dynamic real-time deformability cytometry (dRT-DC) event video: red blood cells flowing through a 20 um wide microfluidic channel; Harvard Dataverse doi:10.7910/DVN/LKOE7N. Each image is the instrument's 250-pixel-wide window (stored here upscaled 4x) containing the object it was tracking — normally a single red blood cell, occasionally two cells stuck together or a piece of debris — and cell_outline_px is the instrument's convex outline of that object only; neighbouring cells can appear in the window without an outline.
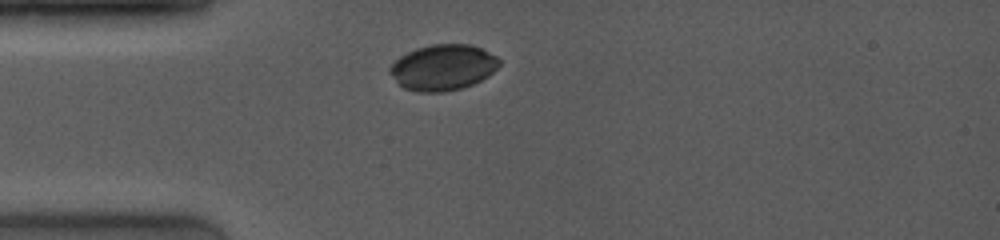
{"species": "common noctule bat (a hibernating species)", "species_latin": "Nyctalus noctula", "temperature_condition": "room temperature", "stored_images_in_passage": 36, "camera_frame_rate_fps": 4000, "um_per_image_px": 0.085, "animal": {"sex": "female", "body_mass_g": 19.0, "forearm_length_mm": 53.3}, "frame": {"image": 1, "passage_image": 1, "time_ms": 0.0, "image_size_px": [1000, 240], "cell_outline_px": [[500, 64], [488, 76], [472, 84], [460, 88], [444, 92], [416, 92], [404, 88], [388, 72], [388, 68], [400, 56], [416, 48], [432, 44], [468, 44], [480, 48], [496, 56], [500, 60]], "centroid_in_image_um": [37.63, 5.73], "position_along_channel_um": 47.4, "area_um2": 29.02}}
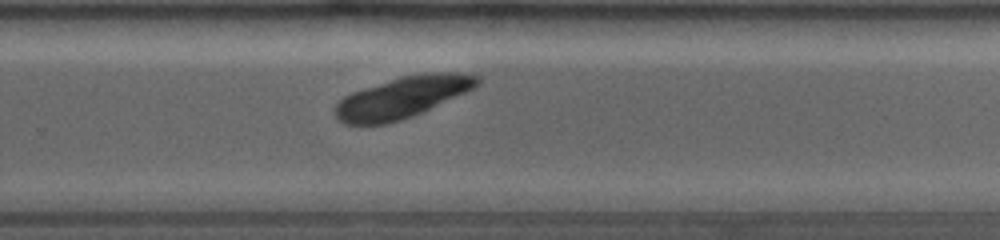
{"frame": {"image": 2, "passage_image": 27, "time_ms": 6.5, "image_size_px": [1000, 240], "cell_outline_px": [[480, 84], [464, 92], [412, 116], [400, 120], [384, 124], [344, 124], [336, 120], [332, 112], [332, 108], [344, 96], [352, 92], [400, 76], [424, 72], [460, 72], [480, 76]], "centroid_in_image_um": [34.14, 8.26], "position_along_channel_um": 295.7, "area_um2": 34.16}}
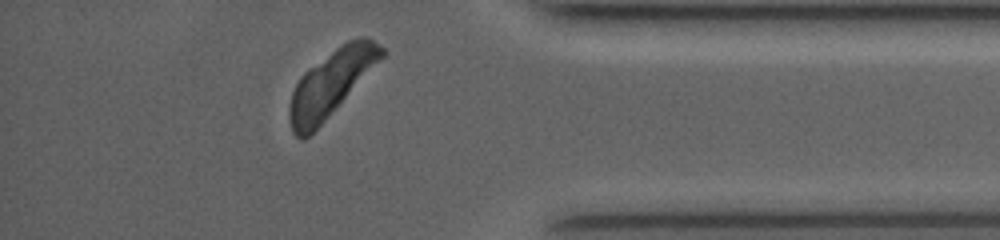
{"frame": {"image": 3, "passage_image": 36, "time_ms": 9.5, "image_size_px": [1000, 240], "cell_outline_px": [[388, 52], [324, 120], [304, 140], [300, 140], [292, 132], [288, 116], [288, 108], [292, 92], [300, 76], [308, 68], [336, 48], [348, 40], [364, 36], [368, 36], [380, 44]], "centroid_in_image_um": [28.13, 7.05], "position_along_channel_um": 407.1, "area_um2": 34.91}}